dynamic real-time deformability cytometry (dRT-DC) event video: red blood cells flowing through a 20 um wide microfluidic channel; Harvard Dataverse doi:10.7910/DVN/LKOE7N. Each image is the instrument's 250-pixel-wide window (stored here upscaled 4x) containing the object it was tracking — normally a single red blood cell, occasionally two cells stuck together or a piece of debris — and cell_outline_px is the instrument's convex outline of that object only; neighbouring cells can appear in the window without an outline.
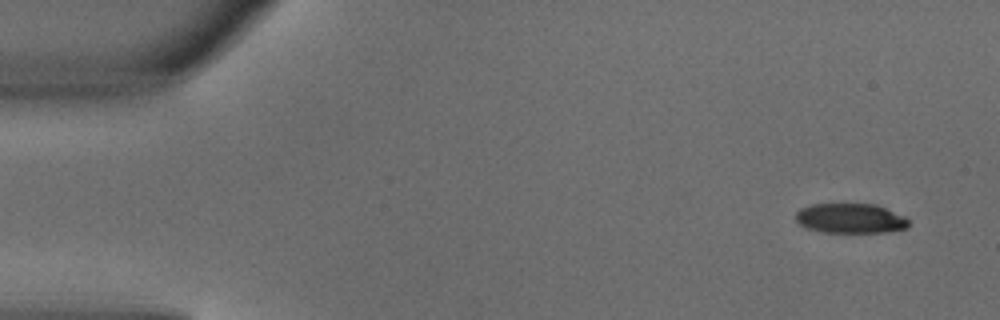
{"species": "common noctule bat (a hibernating species)", "species_latin": "Nyctalus noctula", "temperature_condition": "warm", "stored_images_in_passage": 4, "camera_frame_rate_fps": 3000, "um_per_image_px": 0.085, "animal": {"sex": "male", "body_mass_g": 18.8}, "frame": {"image": 1, "passage_image": 1, "time_ms": 0.0, "image_size_px": [1000, 320], "cell_outline_px": [[908, 228], [888, 232], [824, 232], [808, 228], [800, 224], [796, 220], [796, 212], [800, 208], [812, 204], [876, 204], [904, 216], [908, 220]], "centroid_in_image_um": [72.29, 18.56], "position_along_channel_um": 12.7, "area_um2": 19.54}}
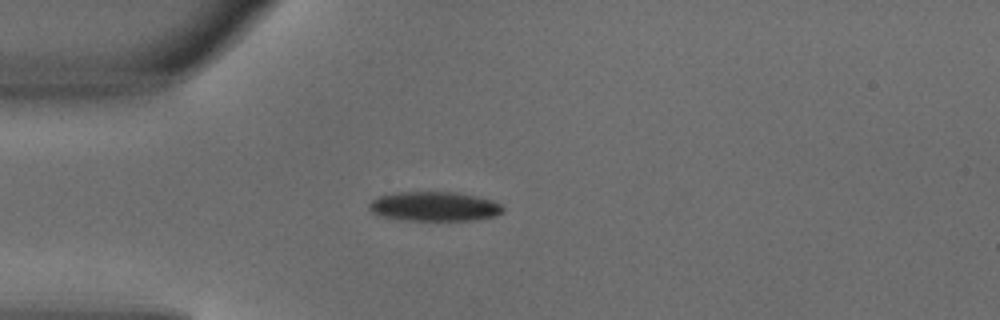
{"frame": {"image": 2, "passage_image": 3, "time_ms": 0.667, "image_size_px": [1000, 320], "cell_outline_px": [[504, 212], [492, 216], [472, 220], [404, 220], [384, 216], [372, 212], [368, 208], [368, 204], [372, 200], [380, 196], [396, 192], [456, 192], [476, 196], [492, 200], [500, 204], [504, 208]], "centroid_in_image_um": [36.92, 17.54], "position_along_channel_um": 48.1, "area_um2": 22.77}}